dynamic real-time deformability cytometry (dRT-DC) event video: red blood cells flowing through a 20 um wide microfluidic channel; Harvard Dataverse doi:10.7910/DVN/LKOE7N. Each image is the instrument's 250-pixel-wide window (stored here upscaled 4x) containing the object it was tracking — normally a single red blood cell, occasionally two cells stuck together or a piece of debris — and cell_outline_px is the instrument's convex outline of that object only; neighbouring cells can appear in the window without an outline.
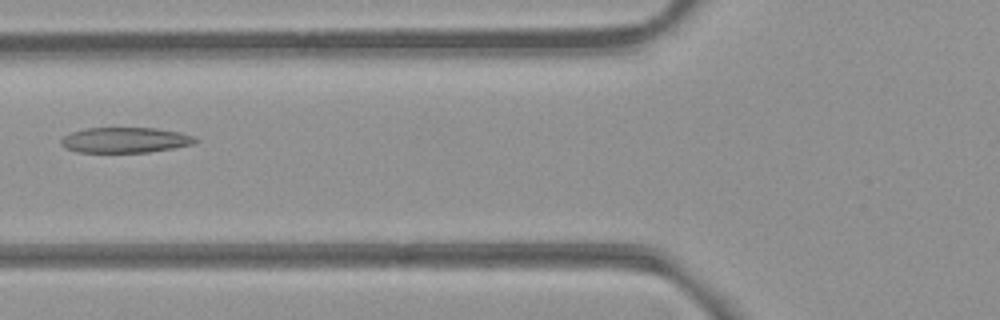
{"species": "common noctule bat (a hibernating species)", "species_latin": "Nyctalus noctula", "temperature_condition": "room temperature", "stored_images_in_passage": 3, "camera_frame_rate_fps": 3000, "um_per_image_px": 0.085, "animal": {"sex": "female", "body_mass_g": 21.9}, "frame": {"image": 1, "passage_image": 2, "time_ms": 0.333, "image_size_px": [1000, 320], "cell_outline_px": [[200, 140], [192, 144], [172, 148], [148, 152], [76, 152], [64, 148], [60, 144], [60, 140], [64, 136], [72, 132], [88, 128], [156, 128], [180, 132], [192, 136]], "centroid_in_image_um": [10.61, 11.9], "position_along_channel_um": 115.2, "area_um2": 19.83}}
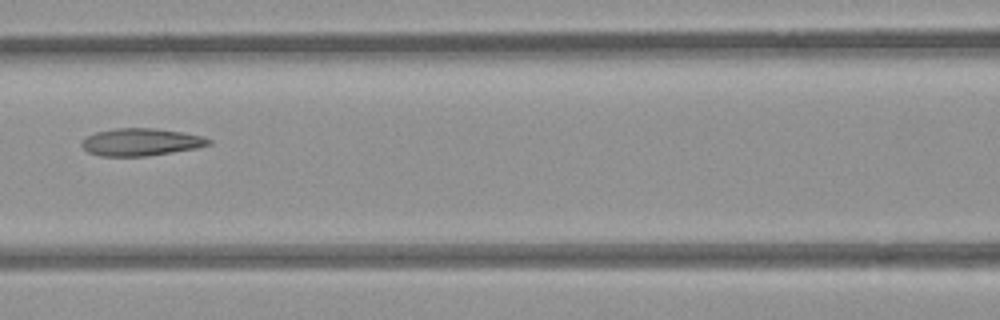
{"frame": {"image": 2, "passage_image": 3, "time_ms": 0.667, "image_size_px": [1000, 320], "cell_outline_px": [[212, 144], [196, 148], [144, 156], [100, 156], [88, 152], [80, 144], [88, 136], [96, 132], [116, 128], [152, 128], [180, 132], [200, 136], [212, 140]], "centroid_in_image_um": [11.96, 12.07], "position_along_channel_um": 154.6, "area_um2": 19.94}}